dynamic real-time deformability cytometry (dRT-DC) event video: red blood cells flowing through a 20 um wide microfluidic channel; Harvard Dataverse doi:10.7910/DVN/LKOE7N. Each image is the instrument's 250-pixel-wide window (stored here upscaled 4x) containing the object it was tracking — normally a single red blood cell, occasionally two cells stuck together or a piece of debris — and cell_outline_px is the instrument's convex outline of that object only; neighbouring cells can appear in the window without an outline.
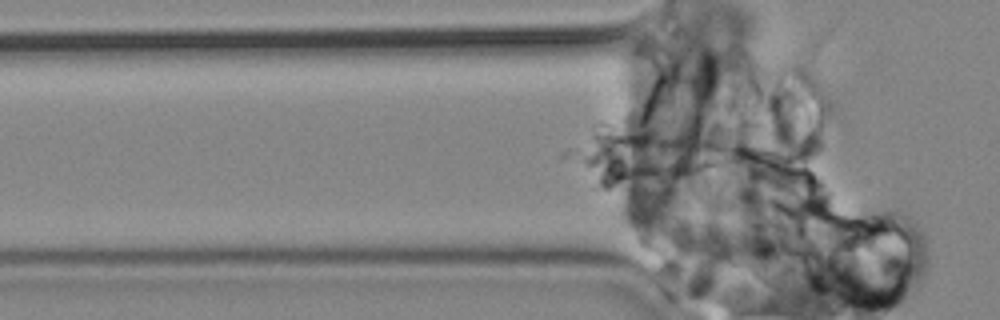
{"species": "common noctule bat (a hibernating species)", "species_latin": "Nyctalus noctula", "temperature_condition": "cold", "stored_images_in_passage": 55, "segment_of_instrument_passage": [1, 2], "camera_frame_rate_fps": 3000, "um_per_image_px": 0.085, "animal": {"sex": "male", "body_mass_g": 19.2, "forearm_length_mm": 51.8}, "frame": {"image": 1, "passage_image": 11, "time_ms": 3.333, "image_size_px": [1000, 320], "cell_outline_px": [[728, 144], [716, 164], [708, 168], [684, 176], [660, 180], [656, 180], [624, 176], [604, 164], [604, 148], [608, 140], [612, 136], [636, 132], [672, 132], [724, 140]], "centroid_in_image_um": [56.22, 13.12], "position_along_channel_um": 69.6, "area_um2": 33.64}}